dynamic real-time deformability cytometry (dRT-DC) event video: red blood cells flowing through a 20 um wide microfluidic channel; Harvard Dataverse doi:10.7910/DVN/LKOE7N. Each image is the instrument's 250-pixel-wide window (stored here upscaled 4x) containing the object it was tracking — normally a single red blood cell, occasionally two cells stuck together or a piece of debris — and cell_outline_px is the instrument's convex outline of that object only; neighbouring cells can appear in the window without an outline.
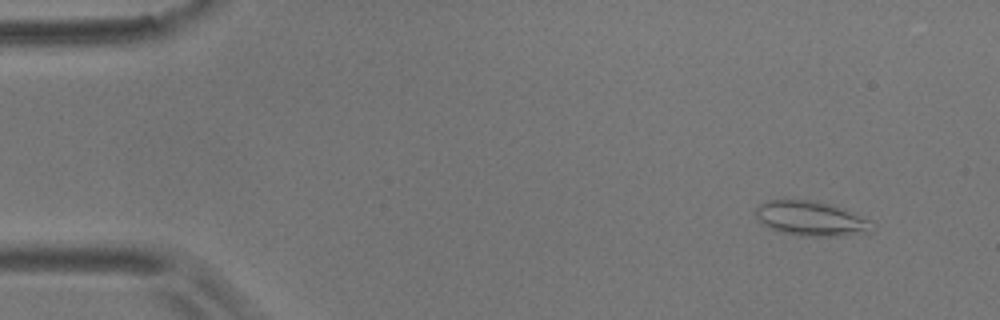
{"species": "common noctule bat (a hibernating species)", "species_latin": "Nyctalus noctula", "temperature_condition": "room temperature", "stored_images_in_passage": 4, "camera_frame_rate_fps": 3000, "um_per_image_px": 0.085, "animal": {"sex": "male", "body_mass_g": 17.9}, "frame": {"image": 1, "passage_image": 1, "time_ms": 0.0, "image_size_px": [1000, 320], "cell_outline_px": [[876, 224], [872, 232], [836, 236], [796, 236], [772, 228], [764, 224], [756, 216], [756, 204], [764, 200], [808, 200], [828, 204], [852, 212]], "centroid_in_image_um": [68.94, 18.58], "position_along_channel_um": 16.1, "area_um2": 23.35}}